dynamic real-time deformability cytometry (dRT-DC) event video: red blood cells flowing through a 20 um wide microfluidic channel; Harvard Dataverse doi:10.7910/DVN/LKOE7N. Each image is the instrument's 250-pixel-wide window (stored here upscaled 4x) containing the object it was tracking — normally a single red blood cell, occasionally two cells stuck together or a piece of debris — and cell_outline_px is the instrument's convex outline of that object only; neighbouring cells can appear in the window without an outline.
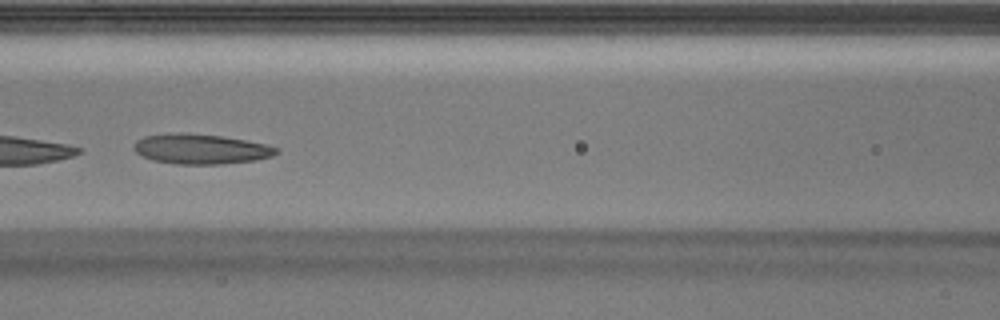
{"species": "Egyptian fruit bat (a non-hibernating species)", "species_latin": "Rousettus aegyptiacus", "temperature_condition": "warm", "stored_images_in_passage": 39, "camera_frame_rate_fps": 3000, "um_per_image_px": 0.085, "animal": {"sex": "male"}, "frame": {"image": 1, "passage_image": 17, "time_ms": 5.333, "image_size_px": [1000, 320], "cell_outline_px": [[280, 152], [272, 156], [252, 160], [220, 164], [176, 164], [152, 160], [136, 152], [136, 140], [144, 136], [176, 132], [180, 132], [220, 136], [244, 140], [264, 144], [280, 148]], "centroid_in_image_um": [17.08, 12.66], "position_along_channel_um": 149.5, "area_um2": 24.62}}